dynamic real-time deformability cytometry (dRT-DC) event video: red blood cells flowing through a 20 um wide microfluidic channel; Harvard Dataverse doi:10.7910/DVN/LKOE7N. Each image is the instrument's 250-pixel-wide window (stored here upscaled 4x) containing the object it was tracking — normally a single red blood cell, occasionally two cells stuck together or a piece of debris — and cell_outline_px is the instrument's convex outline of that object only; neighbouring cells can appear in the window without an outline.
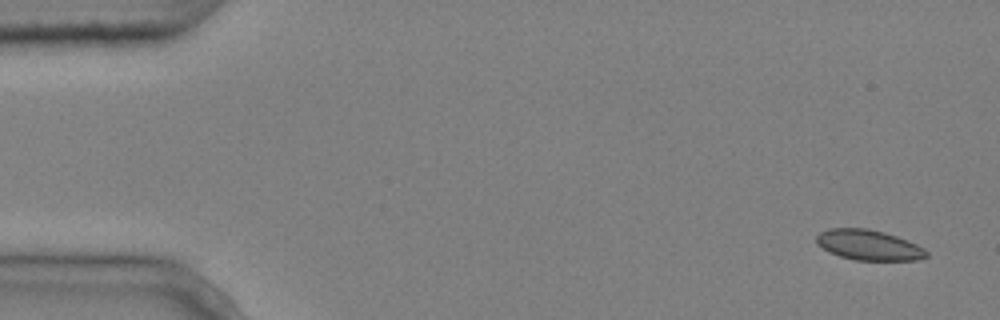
{"species": "common noctule bat (a hibernating species)", "species_latin": "Nyctalus noctula", "temperature_condition": "cold", "stored_images_in_passage": 4, "camera_frame_rate_fps": 3000, "um_per_image_px": 0.085, "animal": {"sex": "male", "body_mass_g": 20.4}, "frame": {"image": 1, "passage_image": 1, "time_ms": 0.0, "image_size_px": [1000, 320], "cell_outline_px": [[928, 256], [916, 260], [856, 260], [840, 256], [828, 252], [816, 244], [816, 236], [820, 232], [828, 228], [868, 228], [884, 232], [908, 240], [924, 248], [928, 252]], "centroid_in_image_um": [73.82, 20.82], "position_along_channel_um": 11.2, "area_um2": 19.54}}
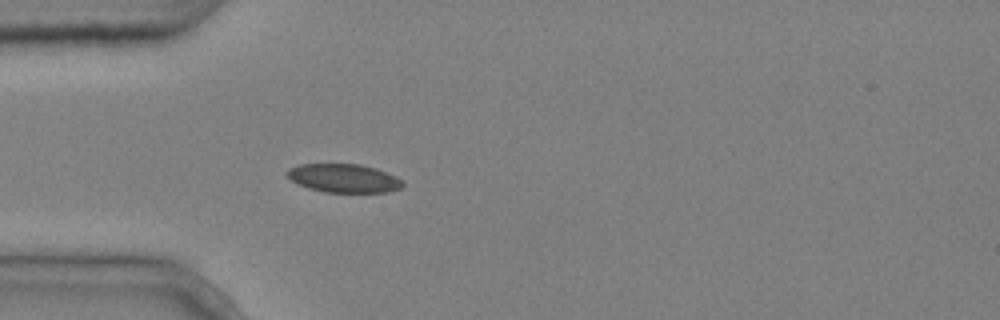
{"frame": {"image": 2, "passage_image": 4, "time_ms": 1.0, "image_size_px": [1000, 320], "cell_outline_px": [[404, 184], [400, 188], [388, 192], [324, 192], [308, 188], [296, 184], [284, 172], [288, 168], [300, 164], [360, 164], [376, 168], [396, 176]], "centroid_in_image_um": [29.18, 15.14], "position_along_channel_um": 55.8, "area_um2": 19.31}}